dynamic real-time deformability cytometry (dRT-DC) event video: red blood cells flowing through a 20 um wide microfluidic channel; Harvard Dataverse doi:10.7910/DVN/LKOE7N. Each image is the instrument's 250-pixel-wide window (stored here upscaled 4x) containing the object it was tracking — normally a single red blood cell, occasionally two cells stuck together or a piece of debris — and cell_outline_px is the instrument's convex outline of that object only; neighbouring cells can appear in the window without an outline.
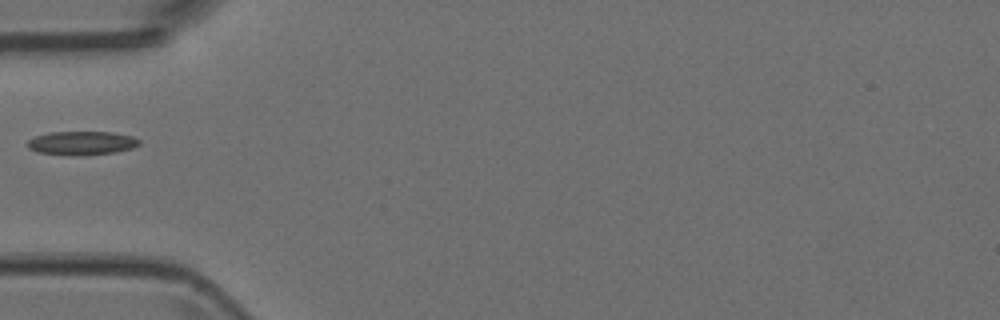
{"species": "Egyptian fruit bat (a non-hibernating species)", "species_latin": "Rousettus aegyptiacus", "temperature_condition": "room temperature", "stored_images_in_passage": 2, "camera_frame_rate_fps": 3000, "um_per_image_px": 0.085, "animal": {"sex": "female"}, "frame": {"image": 1, "passage_image": 1, "time_ms": 0.0, "image_size_px": [1000, 320], "cell_outline_px": [[140, 144], [132, 148], [116, 152], [80, 156], [76, 156], [40, 152], [28, 148], [28, 140], [36, 136], [52, 132], [112, 132], [132, 136], [140, 140]], "centroid_in_image_um": [6.98, 12.16], "position_along_channel_um": 78.0, "area_um2": 15.37}}
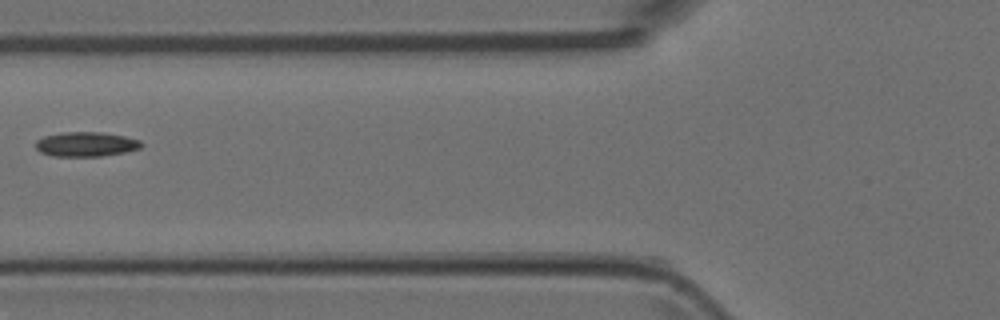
{"frame": {"image": 2, "passage_image": 2, "time_ms": 0.333, "image_size_px": [1000, 320], "cell_outline_px": [[144, 144], [140, 148], [124, 152], [100, 156], [52, 156], [40, 152], [36, 148], [36, 140], [44, 136], [64, 132], [100, 132], [124, 136], [140, 140]], "centroid_in_image_um": [7.3, 12.26], "position_along_channel_um": 118.5, "area_um2": 15.09}}